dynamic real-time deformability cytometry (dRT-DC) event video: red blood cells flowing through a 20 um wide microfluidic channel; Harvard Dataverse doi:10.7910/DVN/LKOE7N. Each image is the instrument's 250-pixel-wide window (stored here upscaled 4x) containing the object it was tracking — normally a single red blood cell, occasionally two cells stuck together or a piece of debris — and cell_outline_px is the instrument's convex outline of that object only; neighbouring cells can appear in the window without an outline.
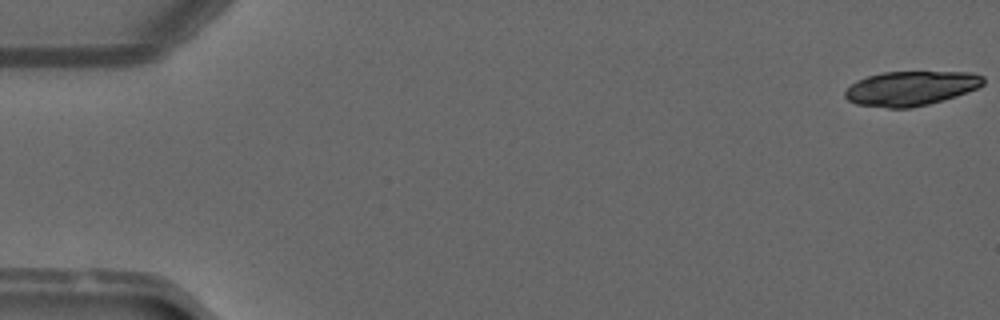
{"species": "common noctule bat (a hibernating species)", "species_latin": "Nyctalus noctula", "temperature_condition": "warm", "stored_images_in_passage": 50, "camera_frame_rate_fps": 3000, "um_per_image_px": 0.085, "animal": {"sex": "male", "forearm_length_mm": 52.5}, "frame": {"image": 1, "passage_image": 1, "time_ms": 0.0, "image_size_px": [1000, 320], "cell_outline_px": [[984, 84], [968, 92], [956, 96], [928, 104], [912, 108], [888, 108], [856, 104], [848, 100], [844, 96], [844, 92], [856, 80], [868, 76], [884, 72], [972, 72], [984, 76]], "centroid_in_image_um": [77.42, 7.51], "position_along_channel_um": 7.6, "area_um2": 27.8}}
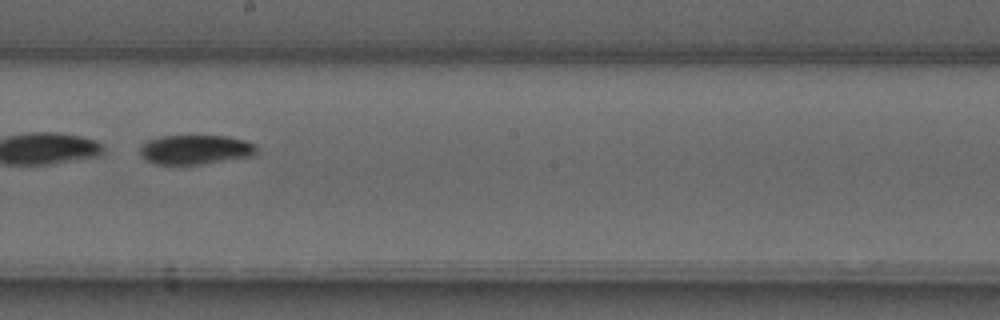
{"frame": {"image": 2, "passage_image": 29, "time_ms": 9.333, "image_size_px": [1000, 320], "cell_outline_px": [[260, 152], [256, 156], [200, 164], [156, 164], [144, 160], [140, 152], [140, 144], [148, 140], [160, 136], [228, 136], [244, 140], [256, 144]], "centroid_in_image_um": [16.66, 12.72], "position_along_channel_um": 231.5, "area_um2": 20.35}}
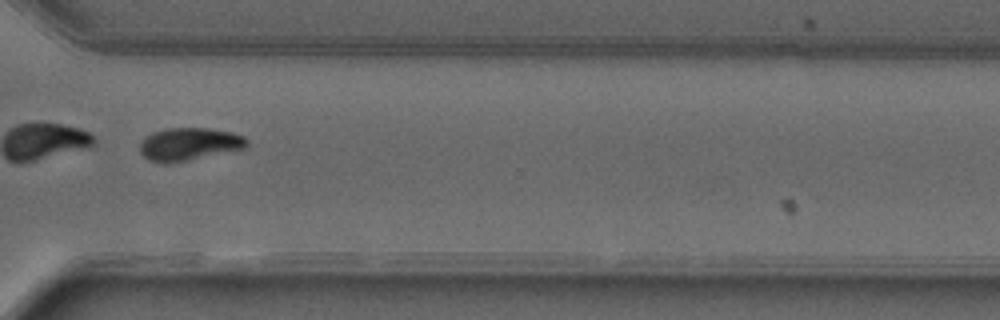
{"frame": {"image": 3, "passage_image": 38, "time_ms": 12.333, "image_size_px": [1000, 320], "cell_outline_px": [[248, 148], [164, 164], [148, 160], [140, 152], [140, 144], [152, 132], [164, 128], [208, 128], [232, 132], [244, 136], [248, 140]], "centroid_in_image_um": [16.1, 12.24], "position_along_channel_um": 354.5, "area_um2": 20.35}, "authors_computed_cell_mechanics": {"area_um2": 28.7844, "velocity_mm_per_s": 4.089, "shape_relaxation_time_tau1_ms": 1.0956, "shape_relaxation_time_tau2_ms": null, "deformation_change_tau1": 0.274, "deformation_change_tau2": null}}